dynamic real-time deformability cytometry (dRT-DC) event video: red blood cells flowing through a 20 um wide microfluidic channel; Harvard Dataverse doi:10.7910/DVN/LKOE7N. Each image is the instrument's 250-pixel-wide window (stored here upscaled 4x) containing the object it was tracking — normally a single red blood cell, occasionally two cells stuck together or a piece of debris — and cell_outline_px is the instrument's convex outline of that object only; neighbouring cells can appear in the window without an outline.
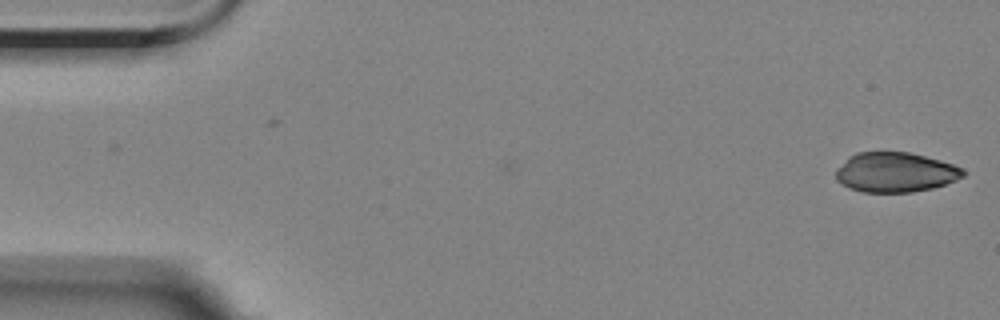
{"species": "Egyptian fruit bat (a non-hibernating species)", "species_latin": "Rousettus aegyptiacus", "temperature_condition": "room temperature", "stored_images_in_passage": 4, "camera_frame_rate_fps": 3000, "um_per_image_px": 0.085, "animal": {"sex": "female"}, "frame": {"image": 1, "passage_image": 4, "time_ms": 3.333, "image_size_px": [1000, 320], "cell_outline_px": [[964, 176], [956, 180], [932, 188], [912, 192], [864, 192], [848, 188], [836, 180], [836, 168], [848, 156], [856, 152], [908, 152], [940, 160], [964, 168]], "centroid_in_image_um": [76.07, 14.64], "position_along_channel_um": 8.9, "area_um2": 29.59}}